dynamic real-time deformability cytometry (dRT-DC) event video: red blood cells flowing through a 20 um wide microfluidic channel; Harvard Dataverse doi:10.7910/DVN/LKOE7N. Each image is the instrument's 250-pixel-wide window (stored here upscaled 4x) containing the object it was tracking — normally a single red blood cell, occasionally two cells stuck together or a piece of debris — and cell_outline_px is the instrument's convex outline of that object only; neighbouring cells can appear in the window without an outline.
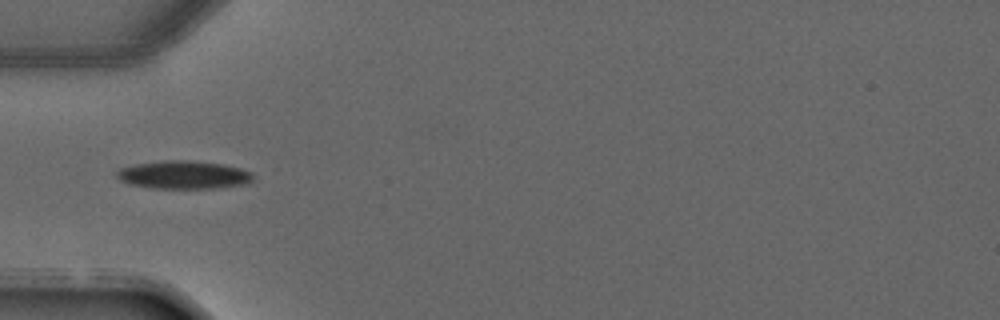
{"species": "common noctule bat (a hibernating species)", "species_latin": "Nyctalus noctula", "temperature_condition": "warm", "stored_images_in_passage": 1, "camera_frame_rate_fps": 3000, "um_per_image_px": 0.085, "animal": {"sex": "male", "forearm_length_mm": 52.5}, "frame": {"image": 1, "passage_image": 1, "time_ms": 0.0, "image_size_px": [1000, 320], "cell_outline_px": [[252, 180], [248, 184], [216, 188], [152, 188], [132, 184], [120, 180], [116, 176], [116, 172], [120, 168], [136, 164], [164, 160], [184, 160], [224, 164], [240, 168], [252, 172]], "centroid_in_image_um": [15.63, 14.86], "position_along_channel_um": 69.4, "area_um2": 22.25}}